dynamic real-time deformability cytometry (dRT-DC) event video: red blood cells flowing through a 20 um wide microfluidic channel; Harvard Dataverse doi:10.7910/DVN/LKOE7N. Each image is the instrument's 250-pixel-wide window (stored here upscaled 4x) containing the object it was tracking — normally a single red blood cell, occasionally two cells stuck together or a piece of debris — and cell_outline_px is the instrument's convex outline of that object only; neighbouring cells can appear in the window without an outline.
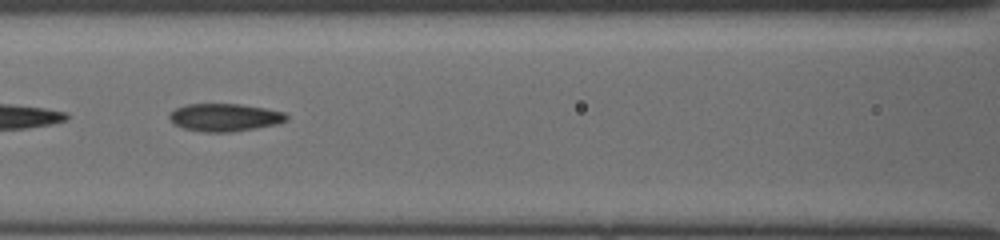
{"species": "common noctule bat (a hibernating species)", "species_latin": "Nyctalus noctula", "temperature_condition": "cold", "stored_images_in_passage": 25, "segment_of_instrument_passage": [2, 2], "camera_frame_rate_fps": 3000, "um_per_image_px": 0.085, "animal": {"sex": "female", "body_mass_g": 19.5, "forearm_length_mm": 54.1}, "frame": {"image": 1, "passage_image": 17, "time_ms": 7.0, "image_size_px": [1000, 240], "cell_outline_px": [[288, 120], [276, 124], [256, 128], [228, 132], [204, 132], [184, 128], [176, 124], [168, 116], [176, 108], [184, 104], [240, 104], [264, 108], [284, 112], [288, 116]], "centroid_in_image_um": [19.12, 9.97], "position_along_channel_um": 147.5, "area_um2": 18.73}}
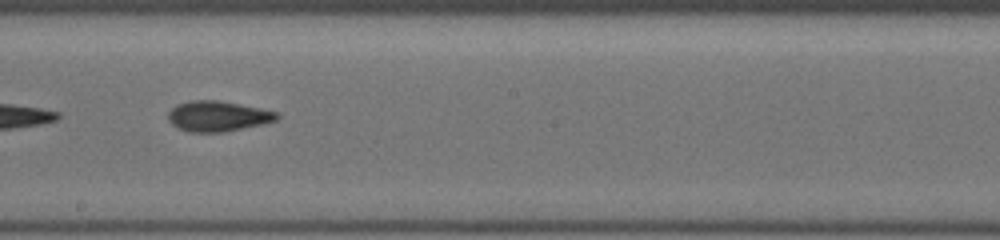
{"frame": {"image": 2, "passage_image": 19, "time_ms": 9.0, "image_size_px": [1000, 240], "cell_outline_px": [[280, 116], [276, 120], [260, 124], [224, 132], [188, 132], [172, 124], [168, 120], [168, 112], [176, 104], [192, 100], [216, 100], [240, 104], [280, 112]], "centroid_in_image_um": [18.51, 9.87], "position_along_channel_um": 229.7, "area_um2": 19.19}}